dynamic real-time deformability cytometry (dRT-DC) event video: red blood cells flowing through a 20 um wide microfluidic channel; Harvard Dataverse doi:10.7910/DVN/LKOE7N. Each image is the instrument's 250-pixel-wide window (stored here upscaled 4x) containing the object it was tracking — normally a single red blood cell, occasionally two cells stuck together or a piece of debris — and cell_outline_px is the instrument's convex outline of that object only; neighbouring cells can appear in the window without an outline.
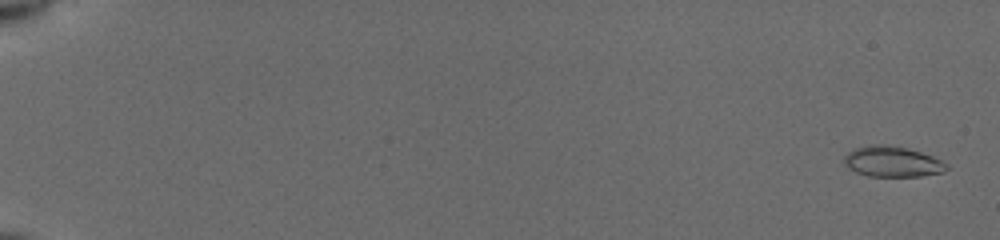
{"species": "common noctule bat (a hibernating species)", "species_latin": "Nyctalus noctula", "temperature_condition": "cold", "stored_images_in_passage": 55, "camera_frame_rate_fps": 3000, "um_per_image_px": 0.085, "animal": {"sex": "female", "body_mass_g": 19.5, "forearm_length_mm": 54.1}, "frame": {"image": 1, "passage_image": 2, "time_ms": 0.333, "image_size_px": [1000, 240], "cell_outline_px": [[948, 168], [944, 172], [920, 176], [868, 176], [856, 172], [848, 168], [844, 164], [844, 156], [848, 152], [856, 148], [872, 144], [876, 144], [904, 148], [920, 152], [932, 156], [948, 164]], "centroid_in_image_um": [75.84, 13.75], "position_along_channel_um": 9.2, "area_um2": 18.03}}
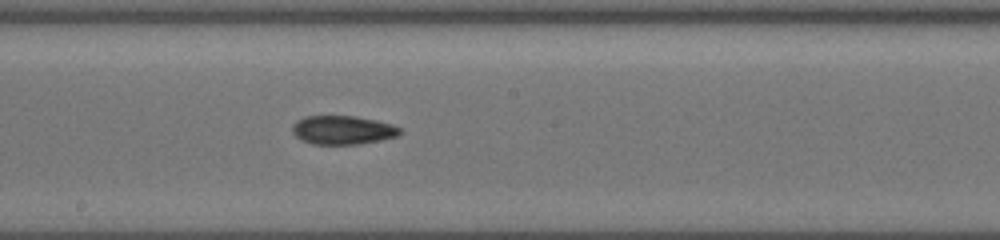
{"frame": {"image": 2, "passage_image": 33, "time_ms": 10.667, "image_size_px": [1000, 240], "cell_outline_px": [[400, 136], [360, 144], [312, 144], [296, 136], [292, 132], [292, 124], [296, 120], [304, 116], [356, 116], [376, 120], [392, 124], [400, 128]], "centroid_in_image_um": [29.13, 11.04], "position_along_channel_um": 219.1, "area_um2": 18.09}}
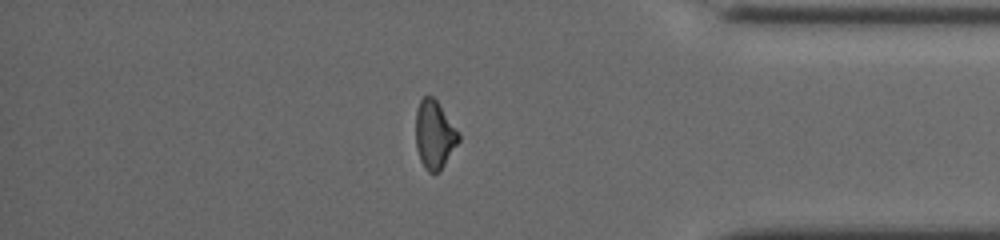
{"frame": {"image": 3, "passage_image": 48, "time_ms": 15.667, "image_size_px": [1000, 240], "cell_outline_px": [[460, 140], [440, 172], [428, 172], [424, 168], [420, 160], [416, 148], [416, 112], [420, 100], [424, 96], [432, 96], [436, 100], [460, 132]], "centroid_in_image_um": [36.94, 11.47], "position_along_channel_um": 398.3, "area_um2": 17.17}, "authors_computed_cell_mechanics": {"area_um2": 17.629, "velocity_mm_per_s": 3.9452, "shape_relaxation_time_tau1_ms": 5.3744, "shape_relaxation_time_tau2_ms": 5.0626, "deformation_change_tau1": 0.1507, "deformation_change_tau2": 0.1301}}